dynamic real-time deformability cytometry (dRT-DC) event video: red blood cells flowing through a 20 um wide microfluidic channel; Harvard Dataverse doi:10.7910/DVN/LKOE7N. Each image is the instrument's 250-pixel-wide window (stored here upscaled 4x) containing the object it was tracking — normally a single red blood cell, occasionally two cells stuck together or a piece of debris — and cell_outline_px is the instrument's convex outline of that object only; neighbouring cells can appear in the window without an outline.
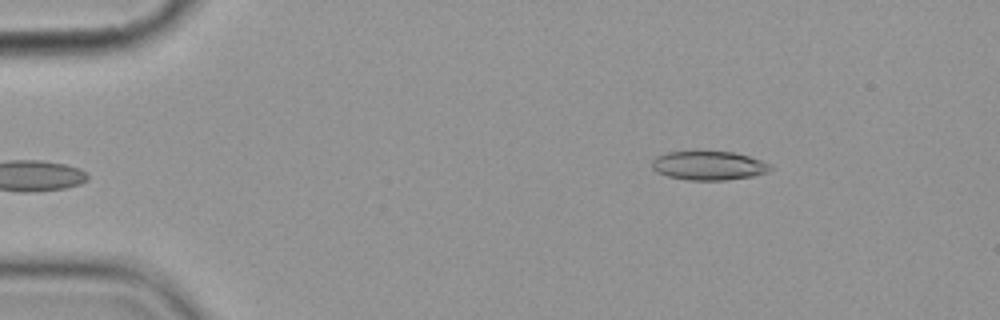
{"species": "common noctule bat (a hibernating species)", "species_latin": "Nyctalus noctula", "temperature_condition": "cold", "stored_images_in_passage": 5, "camera_frame_rate_fps": 3000, "um_per_image_px": 0.085, "animal": {"sex": "female", "body_mass_g": 19.9}, "frame": {"image": 1, "passage_image": 5, "time_ms": 5.0, "image_size_px": [1000, 320], "cell_outline_px": [[772, 168], [768, 172], [752, 176], [724, 180], [688, 180], [668, 176], [656, 172], [652, 168], [652, 160], [656, 156], [668, 152], [732, 152], [748, 156], [772, 164]], "centroid_in_image_um": [60.23, 14.08], "position_along_channel_um": 24.8, "area_um2": 19.83}}